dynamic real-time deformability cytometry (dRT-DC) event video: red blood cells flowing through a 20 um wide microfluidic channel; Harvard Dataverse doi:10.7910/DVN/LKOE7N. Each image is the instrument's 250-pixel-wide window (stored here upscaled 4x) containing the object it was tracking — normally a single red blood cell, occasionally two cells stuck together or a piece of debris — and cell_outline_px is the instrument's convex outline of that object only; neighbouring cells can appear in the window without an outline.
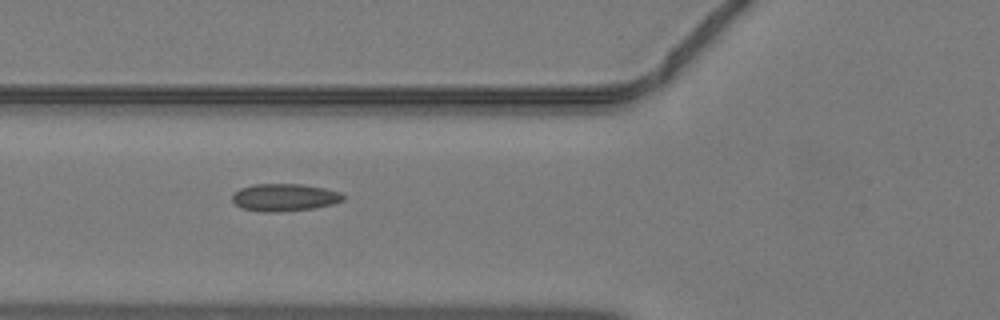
{"species": "common noctule bat (a hibernating species)", "species_latin": "Nyctalus noctula", "temperature_condition": "warm", "stored_images_in_passage": 31, "camera_frame_rate_fps": 3000, "um_per_image_px": 0.085, "animal": {"sex": "male", "body_mass_g": 19.2, "forearm_length_mm": 51.8}, "frame": {"image": 1, "passage_image": 3, "time_ms": 0.667, "image_size_px": [1000, 320], "cell_outline_px": [[344, 200], [332, 204], [312, 208], [276, 212], [260, 212], [240, 208], [232, 200], [232, 196], [240, 188], [252, 184], [300, 184], [324, 188], [340, 192], [344, 196]], "centroid_in_image_um": [24.15, 16.78], "position_along_channel_um": 101.6, "area_um2": 17.69}}
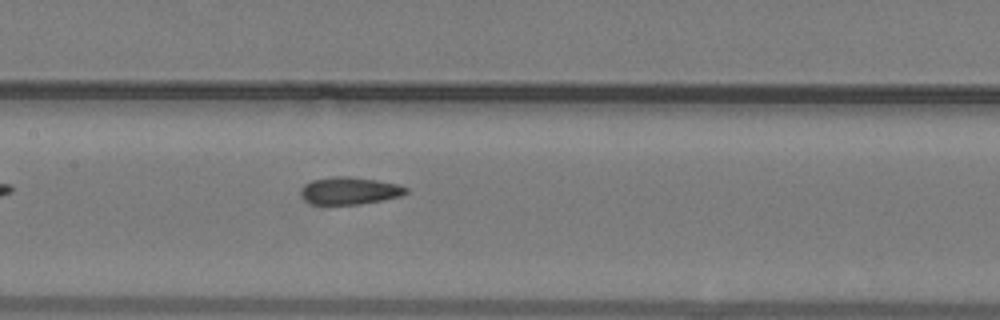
{"frame": {"image": 2, "passage_image": 8, "time_ms": 2.333, "image_size_px": [1000, 320], "cell_outline_px": [[408, 192], [400, 196], [360, 204], [308, 204], [300, 196], [300, 192], [304, 184], [312, 180], [332, 176], [348, 176], [376, 180], [400, 184], [408, 188]], "centroid_in_image_um": [29.68, 16.2], "position_along_channel_um": 177.7, "area_um2": 16.88}}
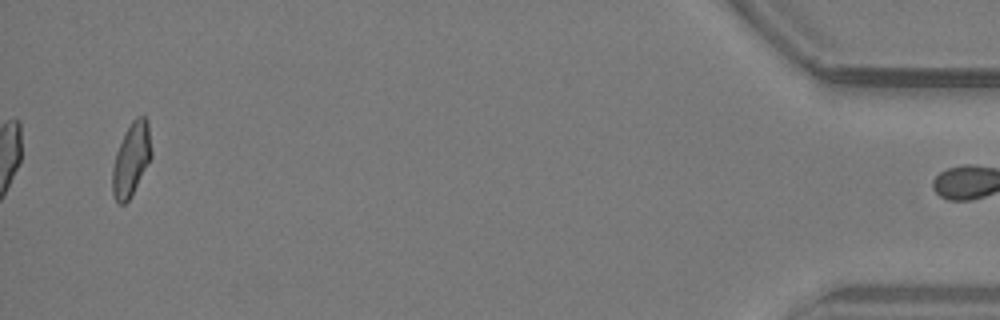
{"frame": {"image": 3, "passage_image": 30, "time_ms": 9.667, "image_size_px": [1000, 320], "cell_outline_px": [[152, 156], [132, 196], [124, 204], [120, 204], [116, 200], [112, 192], [112, 168], [116, 152], [124, 132], [132, 120], [136, 116], [144, 116], [148, 120], [152, 152]], "centroid_in_image_um": [11.16, 13.53], "position_along_channel_um": 424.0, "area_um2": 16.82}}